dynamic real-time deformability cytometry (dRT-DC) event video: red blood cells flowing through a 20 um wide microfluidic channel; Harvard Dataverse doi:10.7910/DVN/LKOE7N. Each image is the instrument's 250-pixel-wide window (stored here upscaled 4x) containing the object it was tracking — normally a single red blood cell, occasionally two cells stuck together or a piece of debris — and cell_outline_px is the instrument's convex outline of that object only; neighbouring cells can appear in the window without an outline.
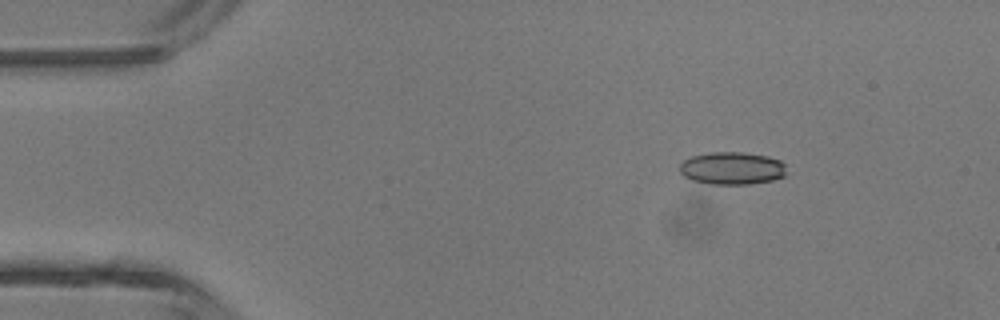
{"species": "common noctule bat (a hibernating species)", "species_latin": "Nyctalus noctula", "temperature_condition": "room temperature", "stored_images_in_passage": 4, "camera_frame_rate_fps": 3000, "um_per_image_px": 0.085, "animal": {"sex": "male", "body_mass_g": 13.3}, "frame": {"image": 1, "passage_image": 2, "time_ms": 0.333, "image_size_px": [1000, 320], "cell_outline_px": [[784, 176], [772, 180], [748, 184], [712, 184], [692, 180], [684, 176], [680, 172], [680, 164], [684, 160], [692, 156], [712, 152], [744, 152], [768, 156], [780, 160], [784, 164]], "centroid_in_image_um": [62.21, 14.29], "position_along_channel_um": 22.8, "area_um2": 20.17}}
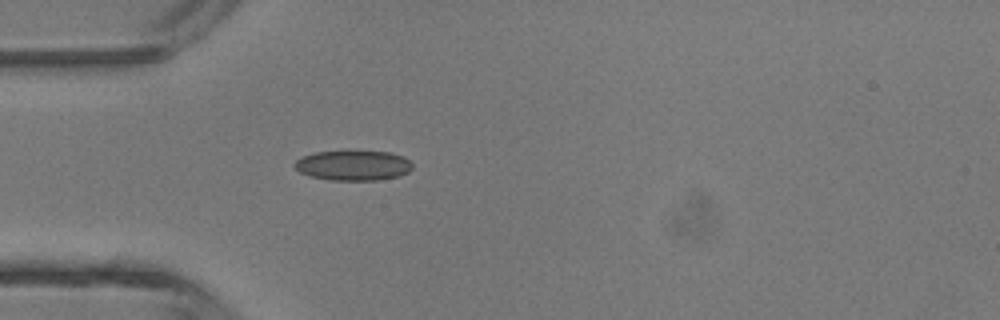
{"frame": {"image": 2, "passage_image": 4, "time_ms": 1.0, "image_size_px": [1000, 320], "cell_outline_px": [[412, 168], [408, 172], [396, 176], [376, 180], [332, 180], [308, 176], [300, 172], [292, 164], [296, 160], [312, 152], [388, 152], [404, 156], [412, 164]], "centroid_in_image_um": [29.99, 14.07], "position_along_channel_um": 55.0, "area_um2": 20.35}}